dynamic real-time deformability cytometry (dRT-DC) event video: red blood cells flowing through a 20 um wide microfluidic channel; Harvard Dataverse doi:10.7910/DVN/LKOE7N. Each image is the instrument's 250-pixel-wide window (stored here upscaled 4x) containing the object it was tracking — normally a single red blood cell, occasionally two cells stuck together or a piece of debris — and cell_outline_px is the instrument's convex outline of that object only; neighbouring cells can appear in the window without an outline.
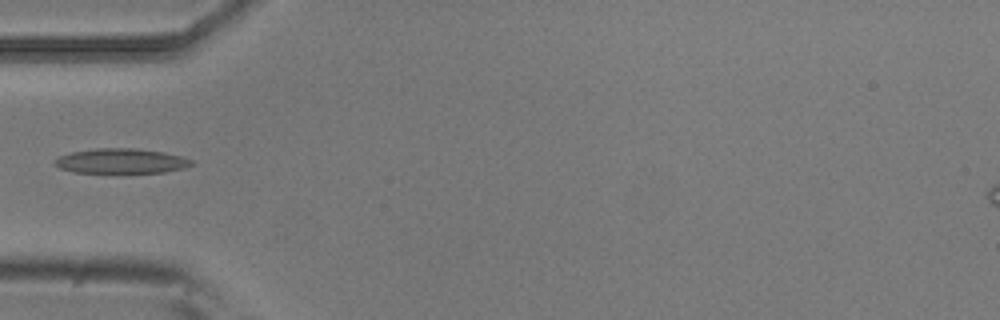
{"species": "common noctule bat (a hibernating species)", "species_latin": "Nyctalus noctula", "temperature_condition": "room temperature", "stored_images_in_passage": 6, "camera_frame_rate_fps": 3000, "um_per_image_px": 0.085, "animal": {"sex": "male", "body_mass_g": 20.5, "forearm_length_mm": 52.5}, "frame": {"image": 1, "passage_image": 5, "time_ms": 1.333, "image_size_px": [1000, 320], "cell_outline_px": [[196, 164], [184, 168], [164, 172], [72, 172], [60, 168], [52, 164], [52, 160], [60, 156], [72, 152], [96, 148], [136, 148], [164, 152], [180, 156], [192, 160]], "centroid_in_image_um": [10.28, 13.68], "position_along_channel_um": 74.7, "area_um2": 19.83}}